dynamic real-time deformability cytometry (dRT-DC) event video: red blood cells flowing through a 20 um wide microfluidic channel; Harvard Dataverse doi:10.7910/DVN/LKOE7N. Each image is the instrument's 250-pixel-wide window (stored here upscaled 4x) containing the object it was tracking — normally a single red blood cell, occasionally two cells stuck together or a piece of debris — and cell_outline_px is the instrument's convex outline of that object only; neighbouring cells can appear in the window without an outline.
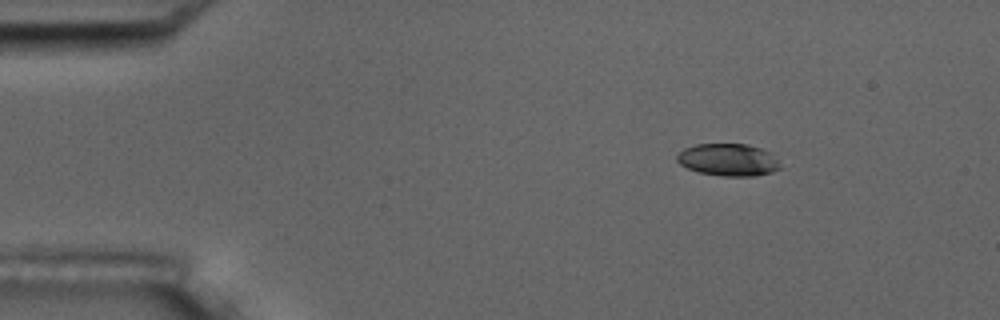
{"species": "common noctule bat (a hibernating species)", "species_latin": "Nyctalus noctula", "temperature_condition": "room temperature", "stored_images_in_passage": 9, "camera_frame_rate_fps": 3000, "um_per_image_px": 0.085, "animal": {"sex": "male", "body_mass_g": 17.5, "forearm_length_mm": 52.3}, "frame": {"image": 1, "passage_image": 1, "time_ms": 0.0, "image_size_px": [1000, 320], "cell_outline_px": [[780, 168], [772, 172], [752, 176], [724, 176], [700, 172], [688, 168], [680, 164], [676, 160], [676, 156], [684, 148], [696, 144], [748, 144], [772, 152], [780, 164]], "centroid_in_image_um": [61.92, 13.57], "position_along_channel_um": 23.1, "area_um2": 19.42}}
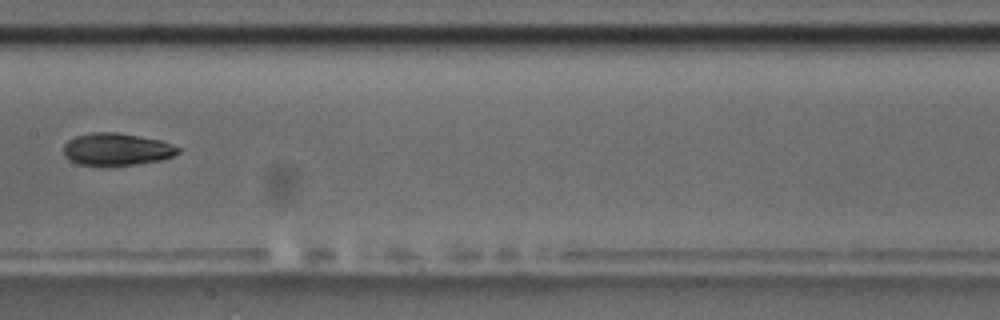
{"frame": {"image": 2, "passage_image": 7, "time_ms": 7.0, "image_size_px": [1000, 320], "cell_outline_px": [[180, 152], [172, 156], [160, 160], [136, 164], [80, 164], [64, 156], [64, 144], [68, 140], [76, 136], [92, 132], [116, 132], [140, 136], [160, 140], [172, 144], [180, 148]], "centroid_in_image_um": [9.93, 12.66], "position_along_channel_um": 197.5, "area_um2": 21.15}}
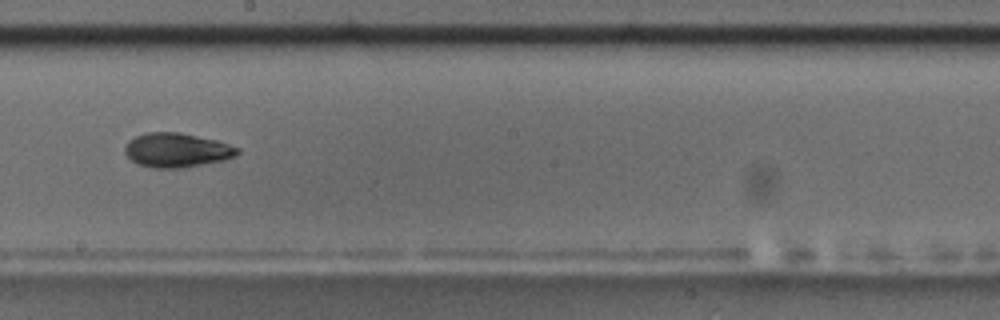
{"frame": {"image": 3, "passage_image": 8, "time_ms": 8.0, "image_size_px": [1000, 320], "cell_outline_px": [[240, 152], [236, 156], [224, 160], [184, 168], [152, 168], [136, 164], [124, 152], [124, 148], [128, 140], [144, 132], [180, 132], [216, 140], [240, 148]], "centroid_in_image_um": [15.01, 12.76], "position_along_channel_um": 233.2, "area_um2": 22.72}}